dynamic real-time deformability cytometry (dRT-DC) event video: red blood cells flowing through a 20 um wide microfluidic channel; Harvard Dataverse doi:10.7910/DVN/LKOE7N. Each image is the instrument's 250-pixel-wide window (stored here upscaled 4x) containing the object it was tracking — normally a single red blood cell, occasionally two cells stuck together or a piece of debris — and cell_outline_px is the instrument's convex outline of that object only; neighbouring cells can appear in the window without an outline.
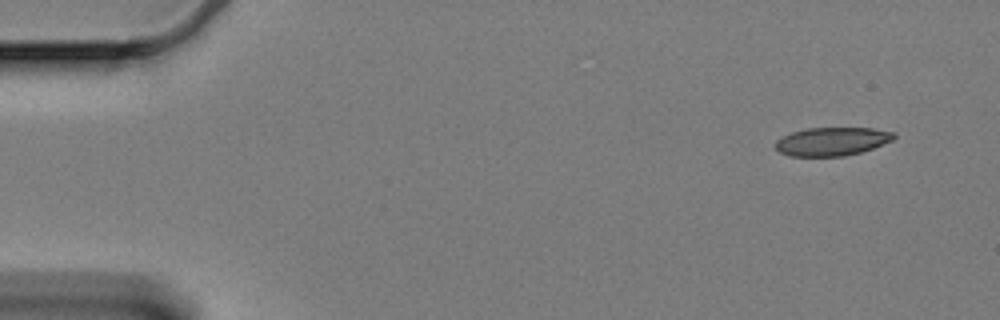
{"species": "Egyptian fruit bat (a non-hibernating species)", "species_latin": "Rousettus aegyptiacus", "temperature_condition": "cold", "stored_images_in_passage": 57, "camera_frame_rate_fps": 3000, "um_per_image_px": 0.085, "animal": {"sex": "female"}, "frame": {"image": 1, "passage_image": 1, "time_ms": 0.0, "image_size_px": [1000, 320], "cell_outline_px": [[896, 136], [892, 140], [872, 148], [860, 152], [844, 156], [788, 156], [780, 152], [776, 148], [776, 140], [792, 132], [808, 128], [872, 128], [896, 132]], "centroid_in_image_um": [70.73, 12.02], "position_along_channel_um": 14.3, "area_um2": 19.48}}
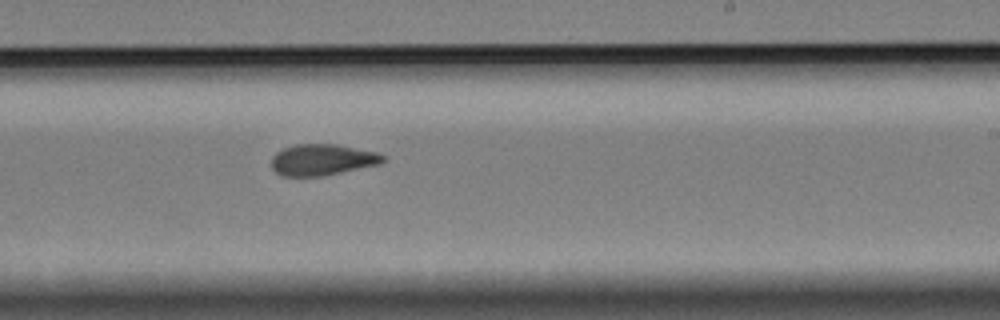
{"frame": {"image": 2, "passage_image": 33, "time_ms": 10.667, "image_size_px": [1000, 320], "cell_outline_px": [[388, 156], [380, 164], [324, 176], [280, 176], [272, 168], [272, 156], [276, 152], [284, 148], [296, 144], [336, 144], [380, 152]], "centroid_in_image_um": [27.44, 13.58], "position_along_channel_um": 261.6, "area_um2": 20.58}}
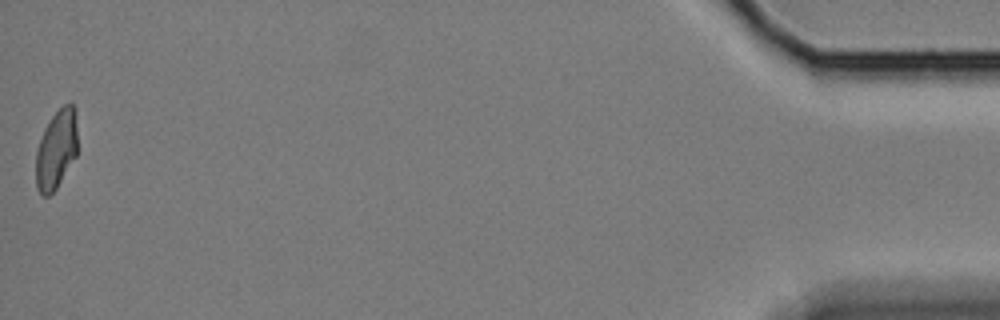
{"frame": {"image": 3, "passage_image": 57, "time_ms": 18.667, "image_size_px": [1000, 320], "cell_outline_px": [[76, 156], [56, 188], [48, 196], [44, 196], [36, 188], [36, 152], [44, 128], [52, 116], [64, 104], [72, 104], [76, 108]], "centroid_in_image_um": [4.78, 12.69], "position_along_channel_um": 430.4, "area_um2": 18.96}, "authors_computed_cell_mechanics": {"area_um2": 20.8658, "velocity_mm_per_s": 3.2357, "shape_relaxation_time_tau1_ms": null, "shape_relaxation_time_tau2_ms": 3.9913, "deformation_change_tau1": null, "deformation_change_tau2": 0.1079}}